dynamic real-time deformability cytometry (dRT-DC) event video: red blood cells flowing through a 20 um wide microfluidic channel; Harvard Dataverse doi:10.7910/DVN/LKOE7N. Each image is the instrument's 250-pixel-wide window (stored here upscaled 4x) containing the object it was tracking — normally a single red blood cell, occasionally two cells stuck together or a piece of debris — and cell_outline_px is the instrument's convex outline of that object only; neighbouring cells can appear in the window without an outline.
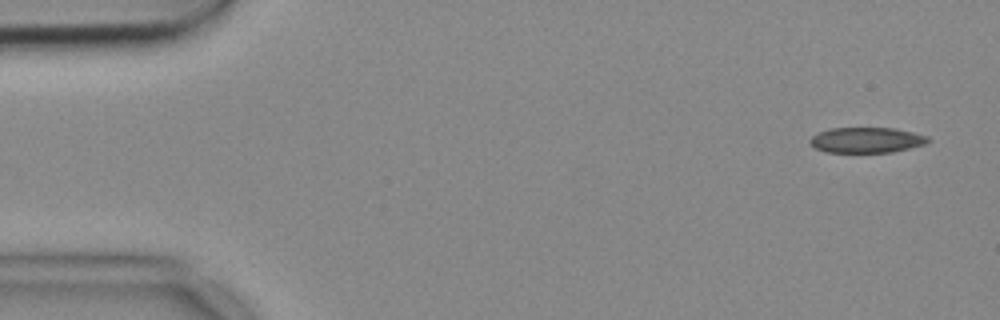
{"species": "common noctule bat (a hibernating species)", "species_latin": "Nyctalus noctula", "temperature_condition": "cold", "stored_images_in_passage": 6, "camera_frame_rate_fps": 3000, "um_per_image_px": 0.085, "animal": {"sex": "female", "body_mass_g": 18.4}, "frame": {"image": 1, "passage_image": 1, "time_ms": 0.0, "image_size_px": [1000, 320], "cell_outline_px": [[932, 140], [924, 144], [892, 152], [824, 152], [816, 148], [808, 140], [812, 136], [828, 128], [896, 128], [928, 136]], "centroid_in_image_um": [73.66, 11.9], "position_along_channel_um": 11.3, "area_um2": 17.46}}
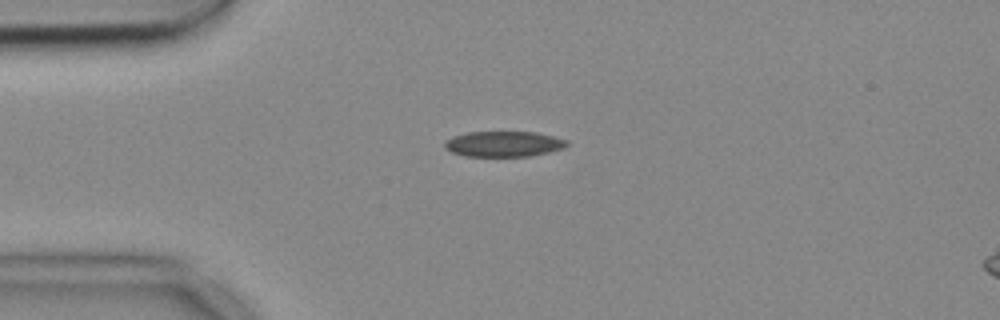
{"frame": {"image": 2, "passage_image": 4, "time_ms": 1.0, "image_size_px": [1000, 320], "cell_outline_px": [[568, 144], [564, 148], [548, 152], [528, 156], [464, 156], [452, 152], [444, 148], [444, 140], [452, 136], [468, 132], [536, 132], [568, 140]], "centroid_in_image_um": [42.78, 12.23], "position_along_channel_um": 42.2, "area_um2": 18.21}}